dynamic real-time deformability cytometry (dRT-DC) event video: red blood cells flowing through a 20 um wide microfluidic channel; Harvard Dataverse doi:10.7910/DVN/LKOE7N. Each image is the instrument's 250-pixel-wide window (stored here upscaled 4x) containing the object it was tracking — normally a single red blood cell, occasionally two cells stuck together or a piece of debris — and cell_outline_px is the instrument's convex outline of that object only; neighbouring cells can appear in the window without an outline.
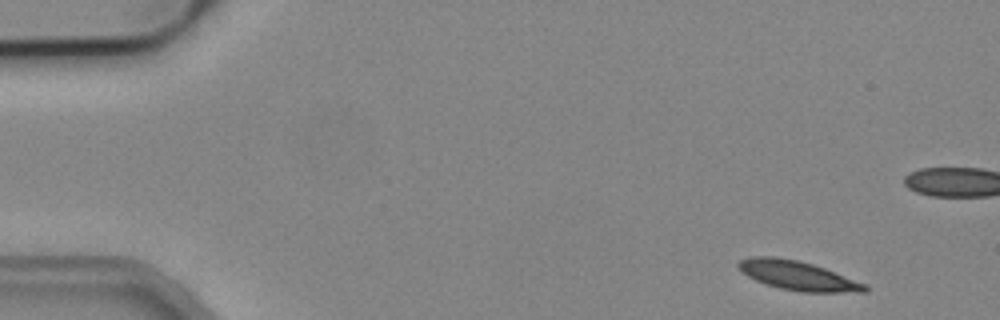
{"species": "common noctule bat (a hibernating species)", "species_latin": "Nyctalus noctula", "temperature_condition": "cold", "stored_images_in_passage": 5, "camera_frame_rate_fps": 3000, "um_per_image_px": 0.085, "animal": {"sex": "male", "body_mass_g": 19.2, "forearm_length_mm": 51.8}, "frame": {"image": 1, "passage_image": 1, "time_ms": 0.0, "image_size_px": [1000, 320], "cell_outline_px": [[868, 292], [800, 292], [780, 288], [756, 280], [740, 272], [736, 264], [740, 260], [752, 256], [776, 256], [796, 260], [812, 264], [824, 268], [868, 284]], "centroid_in_image_um": [67.82, 23.42], "position_along_channel_um": 17.2, "area_um2": 21.56}}